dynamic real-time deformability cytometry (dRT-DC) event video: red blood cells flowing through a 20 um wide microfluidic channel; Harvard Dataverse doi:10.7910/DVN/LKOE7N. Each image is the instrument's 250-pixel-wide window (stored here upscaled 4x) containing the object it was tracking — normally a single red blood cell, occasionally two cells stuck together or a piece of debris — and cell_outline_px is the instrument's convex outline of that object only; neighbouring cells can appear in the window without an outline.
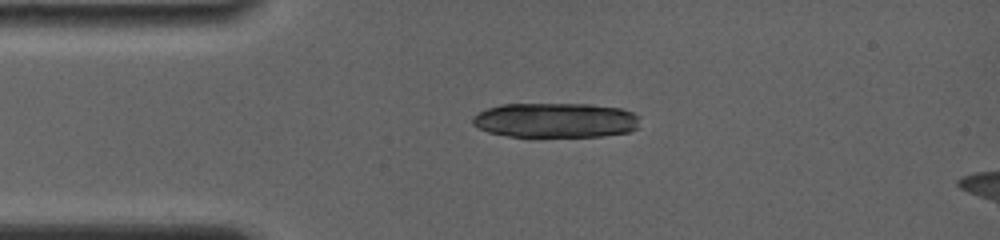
{"species": "common noctule bat (a hibernating species)", "species_latin": "Nyctalus noctula", "temperature_condition": "room temperature", "stored_images_in_passage": 1, "camera_frame_rate_fps": 4000, "um_per_image_px": 0.085, "animal": {"sex": "female", "body_mass_g": 19.0, "forearm_length_mm": 56.7}, "frame": {"image": 1, "passage_image": 1, "time_ms": 0.0, "image_size_px": [1000, 240], "cell_outline_px": [[640, 116], [636, 128], [628, 132], [600, 136], [508, 136], [488, 132], [472, 124], [472, 116], [488, 108], [500, 104], [588, 104], [620, 108], [632, 112]], "centroid_in_image_um": [47.21, 10.21], "position_along_channel_um": 37.8, "area_um2": 33.81}}